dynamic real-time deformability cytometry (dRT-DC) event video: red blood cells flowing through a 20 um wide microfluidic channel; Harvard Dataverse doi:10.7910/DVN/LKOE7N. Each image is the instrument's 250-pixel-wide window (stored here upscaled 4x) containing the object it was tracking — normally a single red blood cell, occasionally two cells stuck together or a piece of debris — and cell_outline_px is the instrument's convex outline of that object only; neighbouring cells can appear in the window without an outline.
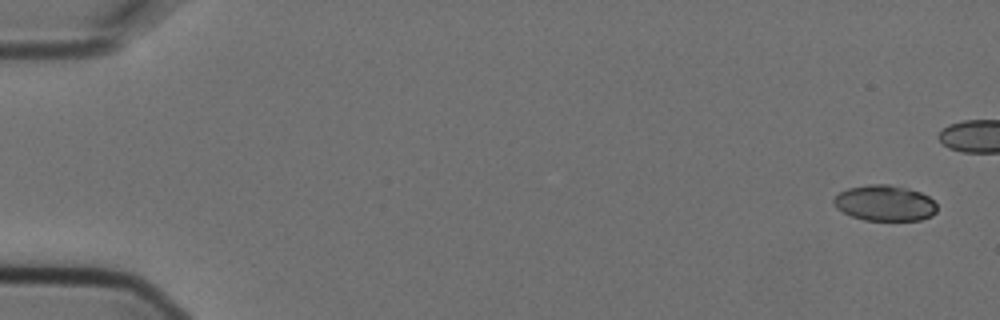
{"species": "Egyptian fruit bat (a non-hibernating species)", "species_latin": "Rousettus aegyptiacus", "temperature_condition": "cold", "stored_images_in_passage": 5, "camera_frame_rate_fps": 3000, "um_per_image_px": 0.085, "animal": {"sex": "female"}, "frame": {"image": 1, "passage_image": 1, "time_ms": 0.0, "image_size_px": [1000, 320], "cell_outline_px": [[936, 212], [932, 216], [920, 220], [864, 220], [852, 216], [836, 208], [832, 200], [840, 192], [848, 188], [868, 184], [888, 184], [908, 188], [920, 192], [928, 196], [936, 204]], "centroid_in_image_um": [75.21, 17.26], "position_along_channel_um": 9.8, "area_um2": 21.5}}
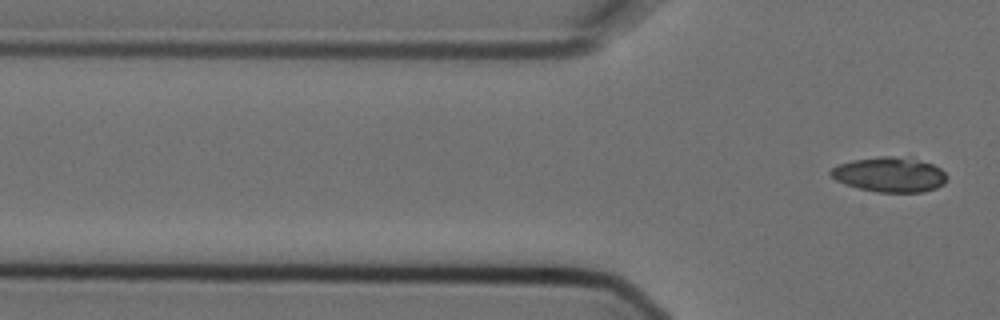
{"frame": {"image": 2, "passage_image": 5, "time_ms": 1.333, "image_size_px": [1000, 320], "cell_outline_px": [[948, 176], [944, 184], [936, 188], [924, 192], [876, 192], [844, 184], [836, 180], [828, 172], [836, 164], [852, 160], [880, 156], [892, 156], [932, 164], [940, 168]], "centroid_in_image_um": [75.59, 14.85], "position_along_channel_um": 50.2, "area_um2": 23.47}}